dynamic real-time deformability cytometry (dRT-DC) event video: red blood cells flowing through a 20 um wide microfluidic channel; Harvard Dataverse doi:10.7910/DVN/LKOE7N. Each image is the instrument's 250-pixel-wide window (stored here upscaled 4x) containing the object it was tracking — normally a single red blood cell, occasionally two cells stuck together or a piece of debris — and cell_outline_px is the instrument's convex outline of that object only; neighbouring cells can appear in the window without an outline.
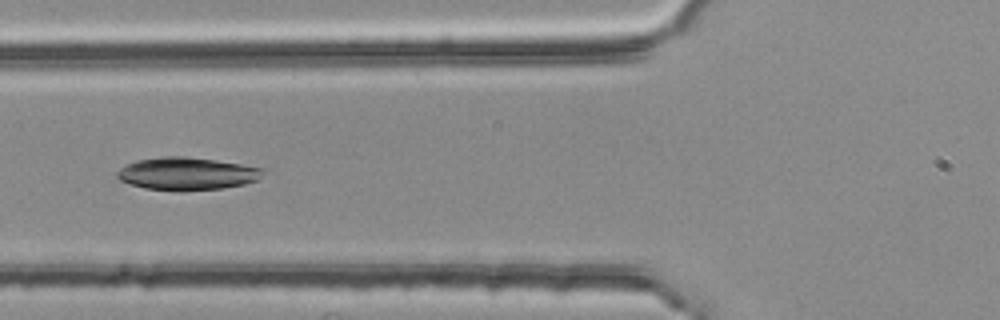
{"species": "common noctule bat (a hibernating species)", "species_latin": "Nyctalus noctula", "temperature_condition": "room temperature", "stored_images_in_passage": 52, "camera_frame_rate_fps": 3000, "um_per_image_px": 0.085, "animal": {"sex": "female", "body_mass_g": 25.1}, "frame": {"image": 1, "passage_image": 19, "time_ms": 6.0, "image_size_px": [1000, 320], "cell_outline_px": [[264, 172], [260, 180], [244, 184], [224, 188], [144, 188], [120, 180], [116, 176], [116, 172], [120, 168], [136, 160], [160, 156], [184, 156], [216, 160], [264, 168]], "centroid_in_image_um": [15.92, 14.71], "position_along_channel_um": 109.9, "area_um2": 26.99}}
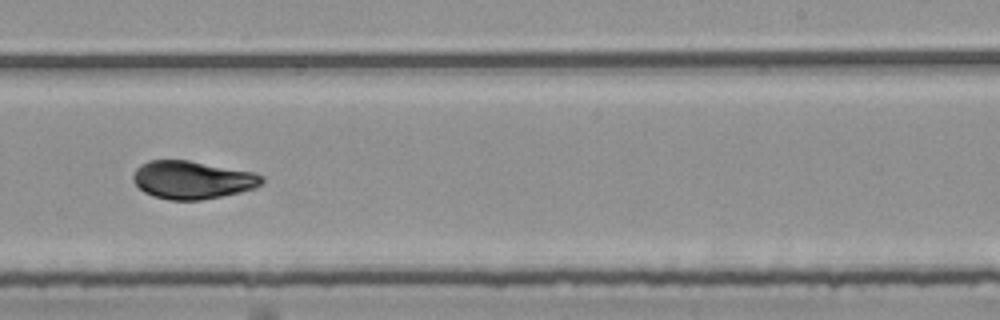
{"frame": {"image": 2, "passage_image": 32, "time_ms": 10.333, "image_size_px": [1000, 320], "cell_outline_px": [[264, 184], [256, 188], [240, 192], [200, 200], [168, 200], [152, 196], [144, 192], [132, 180], [132, 176], [136, 168], [140, 164], [148, 160], [188, 160], [252, 172], [264, 176]], "centroid_in_image_um": [16.34, 15.29], "position_along_channel_um": 272.7, "area_um2": 28.61}}
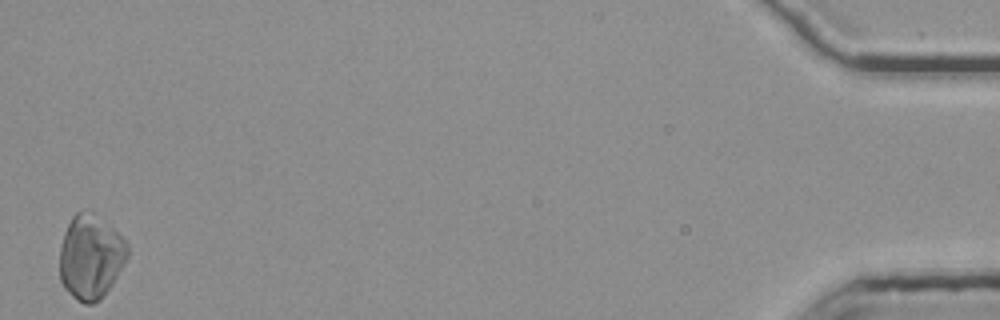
{"frame": {"image": 3, "passage_image": 52, "time_ms": 17.0, "image_size_px": [1000, 320], "cell_outline_px": [[128, 256], [124, 264], [112, 284], [104, 296], [100, 300], [92, 304], [84, 304], [76, 300], [64, 288], [60, 280], [60, 244], [64, 232], [72, 216], [76, 212], [92, 212], [120, 232], [128, 244]], "centroid_in_image_um": [7.71, 21.85], "position_along_channel_um": 427.5, "area_um2": 33.64}, "authors_computed_cell_mechanics": {"area_um2": 29.4491, "velocity_mm_per_s": 3.758, "shape_relaxation_time_tau1_ms": 2.8167, "shape_relaxation_time_tau2_ms": 5.3374, "deformation_change_tau1": 0.1306, "deformation_change_tau2": 0.1081}}